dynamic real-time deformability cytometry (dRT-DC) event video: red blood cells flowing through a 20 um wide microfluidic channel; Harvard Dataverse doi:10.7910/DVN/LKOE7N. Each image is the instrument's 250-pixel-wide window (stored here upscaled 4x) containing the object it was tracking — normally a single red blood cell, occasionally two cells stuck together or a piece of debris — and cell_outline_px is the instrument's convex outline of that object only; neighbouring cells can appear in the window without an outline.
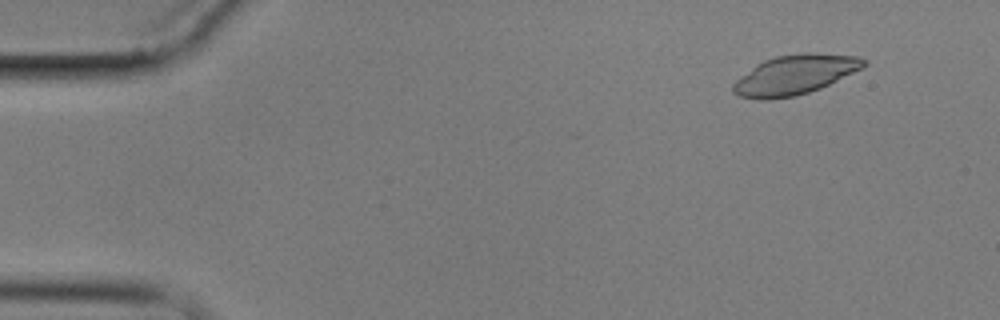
{"species": "common noctule bat (a hibernating species)", "species_latin": "Nyctalus noctula", "temperature_condition": "cold", "stored_images_in_passage": 5, "camera_frame_rate_fps": 3000, "um_per_image_px": 0.085, "animal": {"sex": "male", "body_mass_g": 17.9}, "frame": {"image": 1, "passage_image": 2, "time_ms": 1.0, "image_size_px": [1000, 320], "cell_outline_px": [[868, 64], [820, 88], [808, 92], [792, 96], [768, 100], [760, 100], [740, 96], [732, 92], [732, 84], [736, 80], [756, 64], [764, 60], [776, 56], [856, 56], [868, 60]], "centroid_in_image_um": [67.46, 6.42], "position_along_channel_um": 17.5, "area_um2": 28.61}}